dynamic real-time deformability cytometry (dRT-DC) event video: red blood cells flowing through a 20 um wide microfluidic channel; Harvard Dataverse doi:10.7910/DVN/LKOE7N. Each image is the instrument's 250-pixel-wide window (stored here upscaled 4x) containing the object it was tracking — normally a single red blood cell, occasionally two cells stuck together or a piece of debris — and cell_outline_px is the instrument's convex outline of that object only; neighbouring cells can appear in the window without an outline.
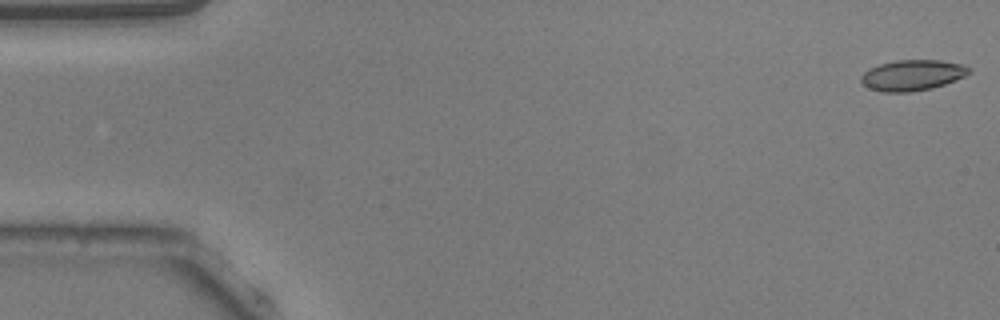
{"species": "common noctule bat (a hibernating species)", "species_latin": "Nyctalus noctula", "temperature_condition": "warm", "stored_images_in_passage": 5, "camera_frame_rate_fps": 3000, "um_per_image_px": 0.085, "animal": {"sex": "male", "body_mass_g": 20.5, "forearm_length_mm": 52.5}, "frame": {"image": 1, "passage_image": 1, "time_ms": 0.0, "image_size_px": [1000, 320], "cell_outline_px": [[972, 72], [964, 76], [944, 84], [932, 88], [912, 92], [884, 92], [868, 88], [860, 80], [860, 76], [868, 68], [880, 64], [896, 60], [940, 60], [964, 64]], "centroid_in_image_um": [77.53, 6.39], "position_along_channel_um": 7.5, "area_um2": 19.36}}